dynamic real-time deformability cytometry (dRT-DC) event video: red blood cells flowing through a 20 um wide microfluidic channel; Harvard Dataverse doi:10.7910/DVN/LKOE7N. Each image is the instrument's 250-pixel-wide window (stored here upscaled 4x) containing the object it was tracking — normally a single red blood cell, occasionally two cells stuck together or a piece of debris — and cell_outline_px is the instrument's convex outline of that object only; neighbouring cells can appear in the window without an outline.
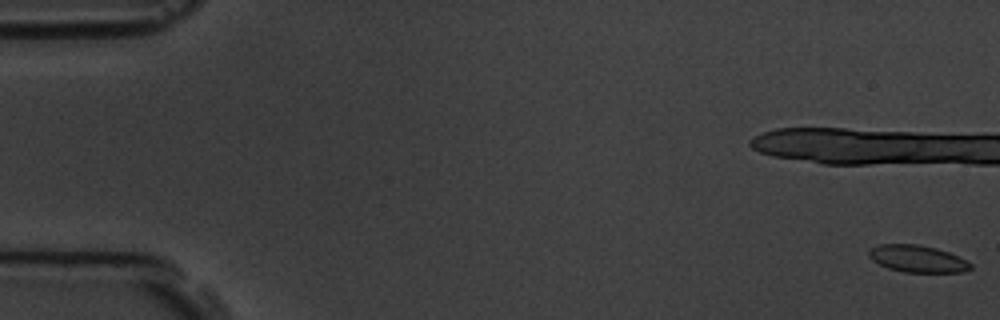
{"species": "common noctule bat (a hibernating species)", "species_latin": "Nyctalus noctula", "temperature_condition": "room temperature", "stored_images_in_passage": 5, "camera_frame_rate_fps": 3000, "um_per_image_px": 0.085, "animal": {"sex": "male", "body_mass_g": 19.5, "forearm_length_mm": 54.6}, "frame": {"image": 1, "passage_image": 1, "time_ms": 0.0, "image_size_px": [1000, 320], "cell_outline_px": [[972, 268], [964, 272], [904, 272], [888, 268], [872, 260], [868, 256], [868, 248], [880, 244], [920, 244], [936, 248], [948, 252], [972, 264]], "centroid_in_image_um": [77.94, 21.99], "position_along_channel_um": 7.1, "area_um2": 16.01}}